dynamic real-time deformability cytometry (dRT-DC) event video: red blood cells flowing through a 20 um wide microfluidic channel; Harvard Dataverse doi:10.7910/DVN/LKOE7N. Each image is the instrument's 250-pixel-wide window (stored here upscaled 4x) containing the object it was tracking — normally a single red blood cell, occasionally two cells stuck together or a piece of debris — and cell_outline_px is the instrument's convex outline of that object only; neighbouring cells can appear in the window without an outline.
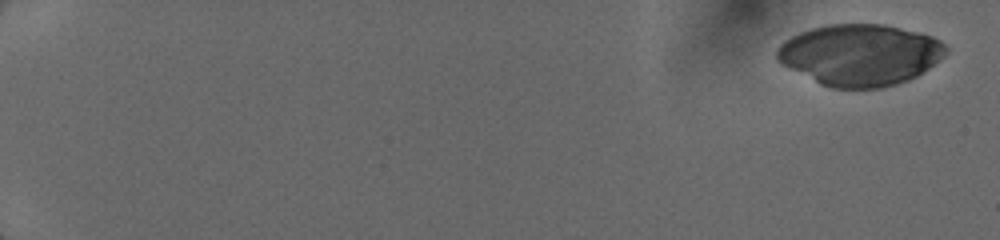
{"species": "human", "species_latin": "Homo sapiens", "temperature_condition": "cold", "stored_images_in_passage": 8, "camera_frame_rate_fps": 3000, "um_per_image_px": 0.085, "donor": {"sex": "female"}, "frame": {"image": 1, "passage_image": 1, "time_ms": 0.0, "image_size_px": [1000, 240], "cell_outline_px": [[948, 52], [944, 56], [928, 68], [916, 76], [908, 80], [896, 84], [880, 88], [832, 88], [820, 84], [776, 60], [776, 48], [784, 40], [800, 32], [812, 28], [828, 24], [884, 24], [920, 32], [932, 36], [940, 40], [948, 48]], "centroid_in_image_um": [73.11, 4.65], "position_along_channel_um": 11.9, "area_um2": 60.4}}